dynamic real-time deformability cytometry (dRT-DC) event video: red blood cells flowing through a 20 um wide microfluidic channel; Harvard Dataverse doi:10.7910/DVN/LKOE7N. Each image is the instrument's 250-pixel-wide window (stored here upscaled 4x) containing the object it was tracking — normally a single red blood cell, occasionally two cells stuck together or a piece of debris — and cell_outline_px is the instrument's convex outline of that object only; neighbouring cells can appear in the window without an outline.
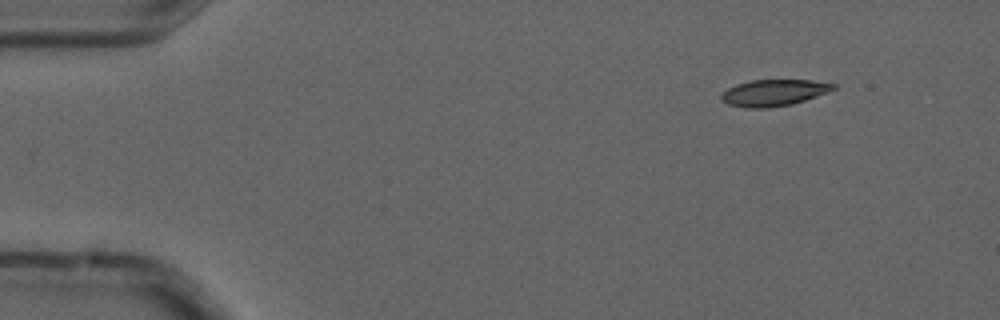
{"species": "common noctule bat (a hibernating species)", "species_latin": "Nyctalus noctula", "temperature_condition": "cold", "stored_images_in_passage": 4, "camera_frame_rate_fps": 3000, "um_per_image_px": 0.085, "animal": {"sex": "male", "forearm_length_mm": 52.5}, "frame": {"image": 1, "passage_image": 1, "time_ms": 0.0, "image_size_px": [1000, 320], "cell_outline_px": [[836, 88], [828, 92], [792, 104], [768, 108], [744, 108], [728, 104], [720, 100], [720, 96], [728, 88], [736, 84], [752, 80], [812, 80], [836, 84]], "centroid_in_image_um": [65.75, 7.88], "position_along_channel_um": 19.2, "area_um2": 17.28}}
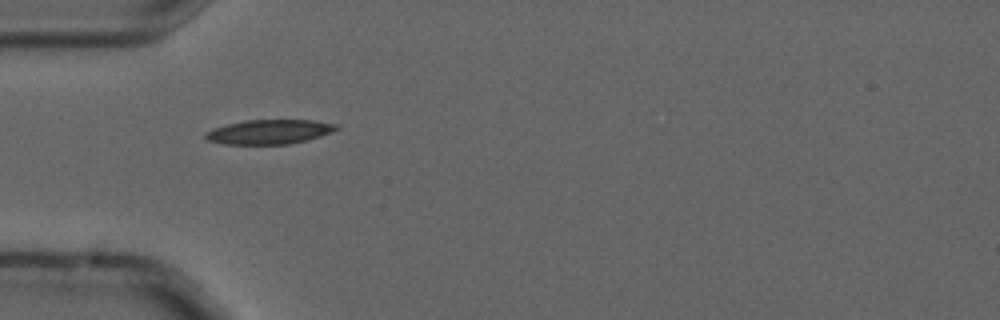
{"frame": {"image": 2, "passage_image": 4, "time_ms": 1.0, "image_size_px": [1000, 320], "cell_outline_px": [[340, 128], [332, 132], [308, 140], [288, 144], [224, 144], [208, 140], [204, 136], [204, 132], [212, 128], [244, 120], [312, 120], [336, 124]], "centroid_in_image_um": [22.88, 11.2], "position_along_channel_um": 62.1, "area_um2": 18.67}}